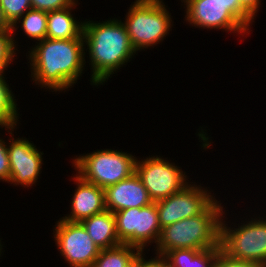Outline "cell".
I'll return each instance as SVG.
<instances>
[{
	"label": "cell",
	"instance_id": "cell-1",
	"mask_svg": "<svg viewBox=\"0 0 266 267\" xmlns=\"http://www.w3.org/2000/svg\"><path fill=\"white\" fill-rule=\"evenodd\" d=\"M36 43L28 55L35 84L63 91L77 83L86 63L83 37L69 40L45 38Z\"/></svg>",
	"mask_w": 266,
	"mask_h": 267
},
{
	"label": "cell",
	"instance_id": "cell-2",
	"mask_svg": "<svg viewBox=\"0 0 266 267\" xmlns=\"http://www.w3.org/2000/svg\"><path fill=\"white\" fill-rule=\"evenodd\" d=\"M83 29L84 45L89 52L92 85L103 84L123 64L136 54L126 27L121 20L96 23L85 21Z\"/></svg>",
	"mask_w": 266,
	"mask_h": 267
},
{
	"label": "cell",
	"instance_id": "cell-3",
	"mask_svg": "<svg viewBox=\"0 0 266 267\" xmlns=\"http://www.w3.org/2000/svg\"><path fill=\"white\" fill-rule=\"evenodd\" d=\"M215 200L202 214L162 228L157 242V256L174 249L202 250L220 246L223 206Z\"/></svg>",
	"mask_w": 266,
	"mask_h": 267
},
{
	"label": "cell",
	"instance_id": "cell-4",
	"mask_svg": "<svg viewBox=\"0 0 266 267\" xmlns=\"http://www.w3.org/2000/svg\"><path fill=\"white\" fill-rule=\"evenodd\" d=\"M74 159L72 164L78 170L77 175L103 189L136 172L137 159L122 151L101 149Z\"/></svg>",
	"mask_w": 266,
	"mask_h": 267
},
{
	"label": "cell",
	"instance_id": "cell-5",
	"mask_svg": "<svg viewBox=\"0 0 266 267\" xmlns=\"http://www.w3.org/2000/svg\"><path fill=\"white\" fill-rule=\"evenodd\" d=\"M133 3L123 23L137 52L161 42L169 34L172 18L162 0Z\"/></svg>",
	"mask_w": 266,
	"mask_h": 267
},
{
	"label": "cell",
	"instance_id": "cell-6",
	"mask_svg": "<svg viewBox=\"0 0 266 267\" xmlns=\"http://www.w3.org/2000/svg\"><path fill=\"white\" fill-rule=\"evenodd\" d=\"M220 246L232 258L266 265V220L252 219L231 229L222 219Z\"/></svg>",
	"mask_w": 266,
	"mask_h": 267
},
{
	"label": "cell",
	"instance_id": "cell-7",
	"mask_svg": "<svg viewBox=\"0 0 266 267\" xmlns=\"http://www.w3.org/2000/svg\"><path fill=\"white\" fill-rule=\"evenodd\" d=\"M113 214L118 239L122 244L134 246L142 253L147 244H157L162 229L155 202L145 207L128 208Z\"/></svg>",
	"mask_w": 266,
	"mask_h": 267
},
{
	"label": "cell",
	"instance_id": "cell-8",
	"mask_svg": "<svg viewBox=\"0 0 266 267\" xmlns=\"http://www.w3.org/2000/svg\"><path fill=\"white\" fill-rule=\"evenodd\" d=\"M179 168L158 156L136 161V174L153 202L166 199L189 184L187 176Z\"/></svg>",
	"mask_w": 266,
	"mask_h": 267
},
{
	"label": "cell",
	"instance_id": "cell-9",
	"mask_svg": "<svg viewBox=\"0 0 266 267\" xmlns=\"http://www.w3.org/2000/svg\"><path fill=\"white\" fill-rule=\"evenodd\" d=\"M53 234L57 248L70 267H93L99 249L81 222L60 219Z\"/></svg>",
	"mask_w": 266,
	"mask_h": 267
},
{
	"label": "cell",
	"instance_id": "cell-10",
	"mask_svg": "<svg viewBox=\"0 0 266 267\" xmlns=\"http://www.w3.org/2000/svg\"><path fill=\"white\" fill-rule=\"evenodd\" d=\"M199 185H186L166 199L155 202L161 229L183 219L202 214L215 200Z\"/></svg>",
	"mask_w": 266,
	"mask_h": 267
},
{
	"label": "cell",
	"instance_id": "cell-11",
	"mask_svg": "<svg viewBox=\"0 0 266 267\" xmlns=\"http://www.w3.org/2000/svg\"><path fill=\"white\" fill-rule=\"evenodd\" d=\"M186 5V20L198 28L224 29L231 33H247V29L220 0H182Z\"/></svg>",
	"mask_w": 266,
	"mask_h": 267
},
{
	"label": "cell",
	"instance_id": "cell-12",
	"mask_svg": "<svg viewBox=\"0 0 266 267\" xmlns=\"http://www.w3.org/2000/svg\"><path fill=\"white\" fill-rule=\"evenodd\" d=\"M9 139L7 151L9 155L10 180L14 185L31 187L38 179L42 168V155L29 140Z\"/></svg>",
	"mask_w": 266,
	"mask_h": 267
},
{
	"label": "cell",
	"instance_id": "cell-13",
	"mask_svg": "<svg viewBox=\"0 0 266 267\" xmlns=\"http://www.w3.org/2000/svg\"><path fill=\"white\" fill-rule=\"evenodd\" d=\"M105 206L112 213L128 208L145 207L153 201L136 172L127 179L104 189Z\"/></svg>",
	"mask_w": 266,
	"mask_h": 267
},
{
	"label": "cell",
	"instance_id": "cell-14",
	"mask_svg": "<svg viewBox=\"0 0 266 267\" xmlns=\"http://www.w3.org/2000/svg\"><path fill=\"white\" fill-rule=\"evenodd\" d=\"M77 187L72 198L71 214L61 219L82 222L84 219L106 210L105 191L93 183L83 180L79 175L73 178Z\"/></svg>",
	"mask_w": 266,
	"mask_h": 267
},
{
	"label": "cell",
	"instance_id": "cell-15",
	"mask_svg": "<svg viewBox=\"0 0 266 267\" xmlns=\"http://www.w3.org/2000/svg\"><path fill=\"white\" fill-rule=\"evenodd\" d=\"M81 223L99 249H108L122 244L118 239L114 214L110 210L106 209L84 219Z\"/></svg>",
	"mask_w": 266,
	"mask_h": 267
},
{
	"label": "cell",
	"instance_id": "cell-16",
	"mask_svg": "<svg viewBox=\"0 0 266 267\" xmlns=\"http://www.w3.org/2000/svg\"><path fill=\"white\" fill-rule=\"evenodd\" d=\"M75 2L64 9L47 12V34L48 39H76L83 37L84 23L74 19L71 14Z\"/></svg>",
	"mask_w": 266,
	"mask_h": 267
},
{
	"label": "cell",
	"instance_id": "cell-17",
	"mask_svg": "<svg viewBox=\"0 0 266 267\" xmlns=\"http://www.w3.org/2000/svg\"><path fill=\"white\" fill-rule=\"evenodd\" d=\"M221 246L195 249H174L167 251L162 258L168 267H214Z\"/></svg>",
	"mask_w": 266,
	"mask_h": 267
},
{
	"label": "cell",
	"instance_id": "cell-18",
	"mask_svg": "<svg viewBox=\"0 0 266 267\" xmlns=\"http://www.w3.org/2000/svg\"><path fill=\"white\" fill-rule=\"evenodd\" d=\"M141 253L134 246L120 244L101 250L99 256L95 259L93 267H133Z\"/></svg>",
	"mask_w": 266,
	"mask_h": 267
},
{
	"label": "cell",
	"instance_id": "cell-19",
	"mask_svg": "<svg viewBox=\"0 0 266 267\" xmlns=\"http://www.w3.org/2000/svg\"><path fill=\"white\" fill-rule=\"evenodd\" d=\"M23 18V19H22ZM22 19V20H21ZM20 20L22 22H20ZM21 23V28L23 32L37 41H41L46 38L47 34V12L30 9L25 15L21 16L13 25L12 32L17 29V24ZM16 26V27H15Z\"/></svg>",
	"mask_w": 266,
	"mask_h": 267
},
{
	"label": "cell",
	"instance_id": "cell-20",
	"mask_svg": "<svg viewBox=\"0 0 266 267\" xmlns=\"http://www.w3.org/2000/svg\"><path fill=\"white\" fill-rule=\"evenodd\" d=\"M9 89L4 73H0V121L5 126L16 127L18 120L17 103Z\"/></svg>",
	"mask_w": 266,
	"mask_h": 267
},
{
	"label": "cell",
	"instance_id": "cell-21",
	"mask_svg": "<svg viewBox=\"0 0 266 267\" xmlns=\"http://www.w3.org/2000/svg\"><path fill=\"white\" fill-rule=\"evenodd\" d=\"M12 33V30L0 31V73L6 70L16 54V42Z\"/></svg>",
	"mask_w": 266,
	"mask_h": 267
},
{
	"label": "cell",
	"instance_id": "cell-22",
	"mask_svg": "<svg viewBox=\"0 0 266 267\" xmlns=\"http://www.w3.org/2000/svg\"><path fill=\"white\" fill-rule=\"evenodd\" d=\"M0 6L5 19L11 26L28 10L32 9L30 0H0Z\"/></svg>",
	"mask_w": 266,
	"mask_h": 267
},
{
	"label": "cell",
	"instance_id": "cell-23",
	"mask_svg": "<svg viewBox=\"0 0 266 267\" xmlns=\"http://www.w3.org/2000/svg\"><path fill=\"white\" fill-rule=\"evenodd\" d=\"M214 267H266L260 262L242 261L228 256L222 250L218 253Z\"/></svg>",
	"mask_w": 266,
	"mask_h": 267
},
{
	"label": "cell",
	"instance_id": "cell-24",
	"mask_svg": "<svg viewBox=\"0 0 266 267\" xmlns=\"http://www.w3.org/2000/svg\"><path fill=\"white\" fill-rule=\"evenodd\" d=\"M32 9L50 12L71 6L75 0H30Z\"/></svg>",
	"mask_w": 266,
	"mask_h": 267
},
{
	"label": "cell",
	"instance_id": "cell-25",
	"mask_svg": "<svg viewBox=\"0 0 266 267\" xmlns=\"http://www.w3.org/2000/svg\"><path fill=\"white\" fill-rule=\"evenodd\" d=\"M227 9L248 29L253 21L240 7L239 0H220Z\"/></svg>",
	"mask_w": 266,
	"mask_h": 267
},
{
	"label": "cell",
	"instance_id": "cell-26",
	"mask_svg": "<svg viewBox=\"0 0 266 267\" xmlns=\"http://www.w3.org/2000/svg\"><path fill=\"white\" fill-rule=\"evenodd\" d=\"M10 171L7 144L3 139H0V180L9 182Z\"/></svg>",
	"mask_w": 266,
	"mask_h": 267
},
{
	"label": "cell",
	"instance_id": "cell-27",
	"mask_svg": "<svg viewBox=\"0 0 266 267\" xmlns=\"http://www.w3.org/2000/svg\"><path fill=\"white\" fill-rule=\"evenodd\" d=\"M142 254L143 253H141L136 259L133 267H168L167 263L162 257L156 256L155 258H151L146 261Z\"/></svg>",
	"mask_w": 266,
	"mask_h": 267
},
{
	"label": "cell",
	"instance_id": "cell-28",
	"mask_svg": "<svg viewBox=\"0 0 266 267\" xmlns=\"http://www.w3.org/2000/svg\"><path fill=\"white\" fill-rule=\"evenodd\" d=\"M241 9L253 20L259 10L260 0H239Z\"/></svg>",
	"mask_w": 266,
	"mask_h": 267
},
{
	"label": "cell",
	"instance_id": "cell-29",
	"mask_svg": "<svg viewBox=\"0 0 266 267\" xmlns=\"http://www.w3.org/2000/svg\"><path fill=\"white\" fill-rule=\"evenodd\" d=\"M11 29H12V26L5 19L2 8L0 6V31L1 30H11Z\"/></svg>",
	"mask_w": 266,
	"mask_h": 267
},
{
	"label": "cell",
	"instance_id": "cell-30",
	"mask_svg": "<svg viewBox=\"0 0 266 267\" xmlns=\"http://www.w3.org/2000/svg\"><path fill=\"white\" fill-rule=\"evenodd\" d=\"M1 126H2V127H5L6 130H9V129H10V130H9V131H10V134H11V136L13 135V134H12V131H13V129H15L14 127H11V126H5V125L0 121V127H1Z\"/></svg>",
	"mask_w": 266,
	"mask_h": 267
},
{
	"label": "cell",
	"instance_id": "cell-31",
	"mask_svg": "<svg viewBox=\"0 0 266 267\" xmlns=\"http://www.w3.org/2000/svg\"><path fill=\"white\" fill-rule=\"evenodd\" d=\"M153 0H136L135 3H145V2H150Z\"/></svg>",
	"mask_w": 266,
	"mask_h": 267
},
{
	"label": "cell",
	"instance_id": "cell-32",
	"mask_svg": "<svg viewBox=\"0 0 266 267\" xmlns=\"http://www.w3.org/2000/svg\"><path fill=\"white\" fill-rule=\"evenodd\" d=\"M1 249H3V248H2L1 240H0V255H1V253H2V252H1Z\"/></svg>",
	"mask_w": 266,
	"mask_h": 267
}]
</instances>
